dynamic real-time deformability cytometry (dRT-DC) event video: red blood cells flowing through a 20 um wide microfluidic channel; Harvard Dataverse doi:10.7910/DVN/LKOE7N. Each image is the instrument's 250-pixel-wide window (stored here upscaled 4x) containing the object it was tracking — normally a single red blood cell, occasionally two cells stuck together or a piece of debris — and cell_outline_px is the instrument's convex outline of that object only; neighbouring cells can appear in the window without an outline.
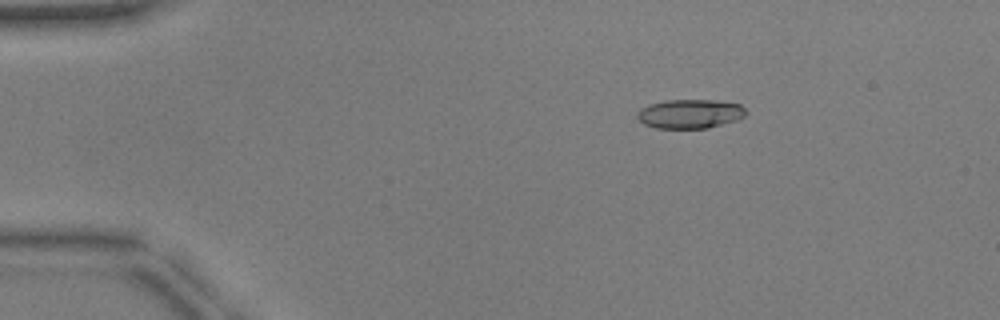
{"species": "common noctule bat (a hibernating species)", "species_latin": "Nyctalus noctula", "temperature_condition": "warm", "stored_images_in_passage": 52, "camera_frame_rate_fps": 3000, "um_per_image_px": 0.085, "animal": {"sex": "male", "body_mass_g": 17.9, "forearm_length_mm": 54.2}, "frame": {"image": 1, "passage_image": 8, "time_ms": 2.333, "image_size_px": [1000, 320], "cell_outline_px": [[748, 112], [744, 116], [736, 120], [708, 128], [656, 128], [644, 124], [636, 116], [636, 112], [640, 108], [648, 104], [668, 100], [716, 100], [740, 104]], "centroid_in_image_um": [58.63, 9.67], "position_along_channel_um": 26.4, "area_um2": 18.5}}
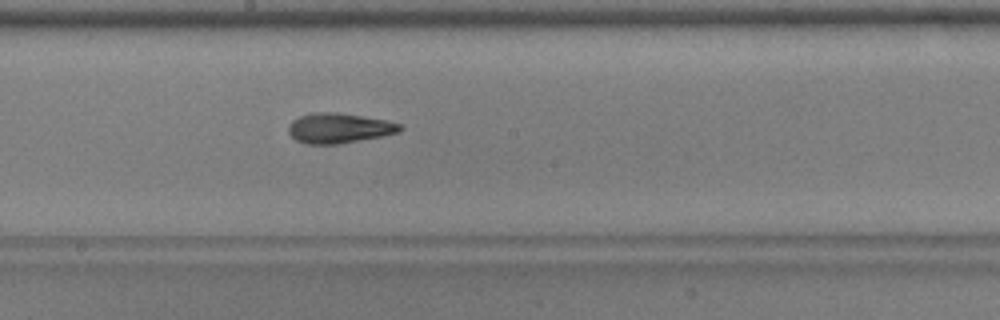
{"frame": {"image": 2, "passage_image": 28, "time_ms": 9.0, "image_size_px": [1000, 320], "cell_outline_px": [[404, 128], [400, 132], [384, 136], [340, 144], [304, 144], [296, 140], [288, 132], [288, 124], [292, 120], [300, 116], [312, 112], [336, 112], [388, 120], [400, 124]], "centroid_in_image_um": [28.83, 10.89], "position_along_channel_um": 219.4, "area_um2": 19.83}}
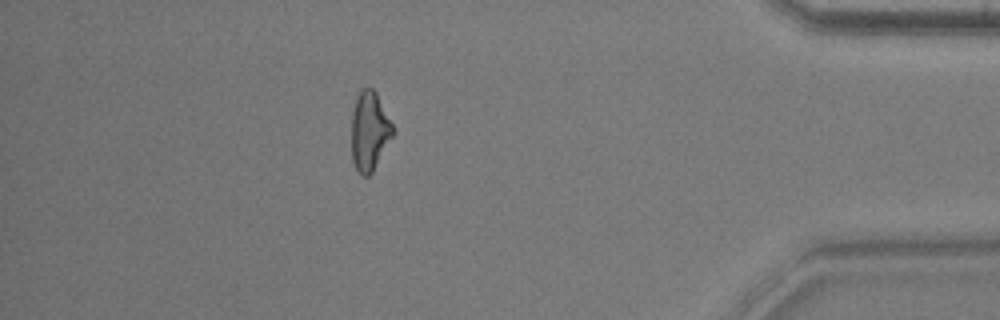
{"frame": {"image": 3, "passage_image": 45, "time_ms": 14.667, "image_size_px": [1000, 320], "cell_outline_px": [[392, 136], [372, 172], [368, 176], [360, 176], [356, 172], [352, 160], [352, 112], [356, 96], [360, 88], [372, 88], [376, 92], [392, 124]], "centroid_in_image_um": [31.36, 11.15], "position_along_channel_um": 403.8, "area_um2": 18.9}}